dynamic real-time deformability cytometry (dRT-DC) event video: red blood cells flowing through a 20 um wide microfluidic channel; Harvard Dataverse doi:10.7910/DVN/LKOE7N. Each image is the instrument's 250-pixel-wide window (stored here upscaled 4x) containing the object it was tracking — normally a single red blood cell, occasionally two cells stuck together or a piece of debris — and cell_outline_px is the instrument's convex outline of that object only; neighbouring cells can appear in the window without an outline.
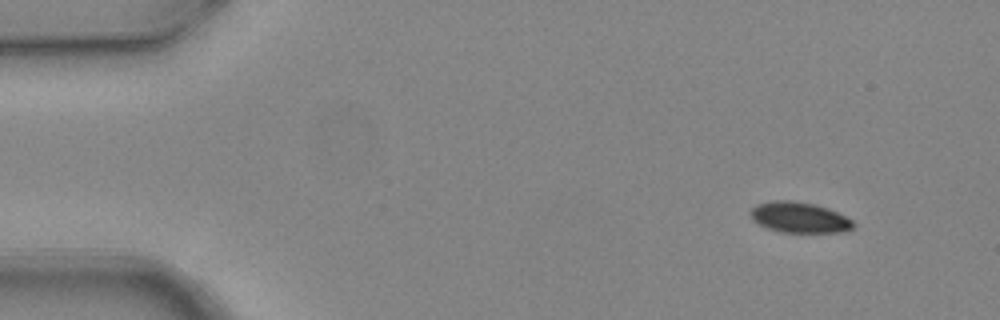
{"species": "common noctule bat (a hibernating species)", "species_latin": "Nyctalus noctula", "temperature_condition": "warm", "stored_images_in_passage": 4, "camera_frame_rate_fps": 3000, "um_per_image_px": 0.085, "animal": {"sex": "female", "body_mass_g": 24.6, "forearm_length_mm": 56.2}, "frame": {"image": 1, "passage_image": 2, "time_ms": 0.333, "image_size_px": [1000, 320], "cell_outline_px": [[856, 224], [852, 228], [844, 232], [780, 232], [768, 228], [752, 220], [748, 212], [756, 204], [772, 200], [792, 200], [816, 204], [828, 208], [852, 220]], "centroid_in_image_um": [67.92, 18.47], "position_along_channel_um": 17.1, "area_um2": 18.5}}
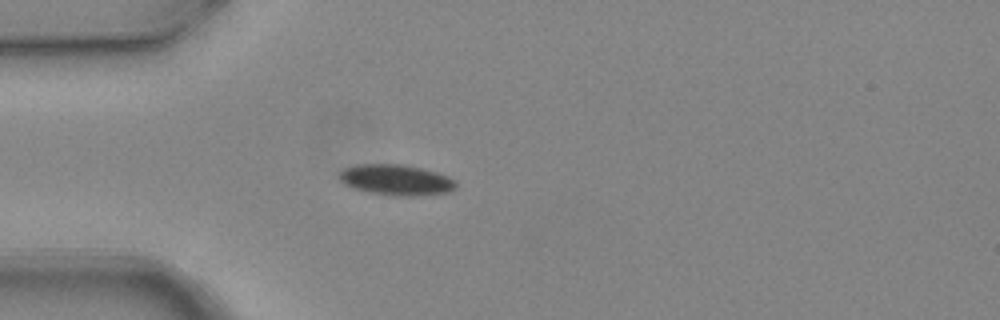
{"frame": {"image": 2, "passage_image": 4, "time_ms": 1.0, "image_size_px": [1000, 320], "cell_outline_px": [[456, 188], [448, 192], [412, 196], [392, 196], [368, 192], [352, 188], [344, 184], [340, 180], [340, 172], [344, 168], [356, 164], [400, 164], [420, 168], [436, 172], [448, 176], [456, 180]], "centroid_in_image_um": [33.66, 15.29], "position_along_channel_um": 51.3, "area_um2": 20.92}}